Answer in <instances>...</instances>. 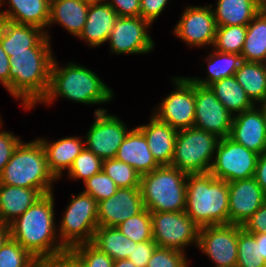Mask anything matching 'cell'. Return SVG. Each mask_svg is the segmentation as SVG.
Masks as SVG:
<instances>
[{"instance_id": "cell-50", "label": "cell", "mask_w": 266, "mask_h": 267, "mask_svg": "<svg viewBox=\"0 0 266 267\" xmlns=\"http://www.w3.org/2000/svg\"><path fill=\"white\" fill-rule=\"evenodd\" d=\"M32 267H66V252L58 258L36 259Z\"/></svg>"}, {"instance_id": "cell-32", "label": "cell", "mask_w": 266, "mask_h": 267, "mask_svg": "<svg viewBox=\"0 0 266 267\" xmlns=\"http://www.w3.org/2000/svg\"><path fill=\"white\" fill-rule=\"evenodd\" d=\"M266 55V6L247 25L242 61L262 62Z\"/></svg>"}, {"instance_id": "cell-21", "label": "cell", "mask_w": 266, "mask_h": 267, "mask_svg": "<svg viewBox=\"0 0 266 267\" xmlns=\"http://www.w3.org/2000/svg\"><path fill=\"white\" fill-rule=\"evenodd\" d=\"M117 18L115 10L105 0L90 2L86 24L78 38L87 41L90 47L101 46L108 41Z\"/></svg>"}, {"instance_id": "cell-4", "label": "cell", "mask_w": 266, "mask_h": 267, "mask_svg": "<svg viewBox=\"0 0 266 267\" xmlns=\"http://www.w3.org/2000/svg\"><path fill=\"white\" fill-rule=\"evenodd\" d=\"M9 59V93L30 110L47 94L53 52L11 53Z\"/></svg>"}, {"instance_id": "cell-36", "label": "cell", "mask_w": 266, "mask_h": 267, "mask_svg": "<svg viewBox=\"0 0 266 267\" xmlns=\"http://www.w3.org/2000/svg\"><path fill=\"white\" fill-rule=\"evenodd\" d=\"M116 228L137 244L153 240L151 212L147 208L137 215L129 217Z\"/></svg>"}, {"instance_id": "cell-38", "label": "cell", "mask_w": 266, "mask_h": 267, "mask_svg": "<svg viewBox=\"0 0 266 267\" xmlns=\"http://www.w3.org/2000/svg\"><path fill=\"white\" fill-rule=\"evenodd\" d=\"M102 167L103 160L84 147L80 154L74 159L68 171V176L74 180L83 179V182H85L94 174L101 172Z\"/></svg>"}, {"instance_id": "cell-22", "label": "cell", "mask_w": 266, "mask_h": 267, "mask_svg": "<svg viewBox=\"0 0 266 267\" xmlns=\"http://www.w3.org/2000/svg\"><path fill=\"white\" fill-rule=\"evenodd\" d=\"M150 123L137 128L144 134L156 162L171 165L178 131L152 114Z\"/></svg>"}, {"instance_id": "cell-5", "label": "cell", "mask_w": 266, "mask_h": 267, "mask_svg": "<svg viewBox=\"0 0 266 267\" xmlns=\"http://www.w3.org/2000/svg\"><path fill=\"white\" fill-rule=\"evenodd\" d=\"M55 181L57 179L48 167L45 150L38 139L28 143L22 141L0 175L2 185L37 189L42 195L53 193Z\"/></svg>"}, {"instance_id": "cell-40", "label": "cell", "mask_w": 266, "mask_h": 267, "mask_svg": "<svg viewBox=\"0 0 266 267\" xmlns=\"http://www.w3.org/2000/svg\"><path fill=\"white\" fill-rule=\"evenodd\" d=\"M86 194L91 195L97 202L114 195L118 189L115 182L102 170L84 182Z\"/></svg>"}, {"instance_id": "cell-25", "label": "cell", "mask_w": 266, "mask_h": 267, "mask_svg": "<svg viewBox=\"0 0 266 267\" xmlns=\"http://www.w3.org/2000/svg\"><path fill=\"white\" fill-rule=\"evenodd\" d=\"M3 0V5H4ZM9 9L2 11L1 19L14 23L32 25L46 32L50 18V0H8Z\"/></svg>"}, {"instance_id": "cell-19", "label": "cell", "mask_w": 266, "mask_h": 267, "mask_svg": "<svg viewBox=\"0 0 266 267\" xmlns=\"http://www.w3.org/2000/svg\"><path fill=\"white\" fill-rule=\"evenodd\" d=\"M229 224H243L266 201V195L254 177L228 183Z\"/></svg>"}, {"instance_id": "cell-47", "label": "cell", "mask_w": 266, "mask_h": 267, "mask_svg": "<svg viewBox=\"0 0 266 267\" xmlns=\"http://www.w3.org/2000/svg\"><path fill=\"white\" fill-rule=\"evenodd\" d=\"M242 228L249 234L266 233V201L243 224Z\"/></svg>"}, {"instance_id": "cell-57", "label": "cell", "mask_w": 266, "mask_h": 267, "mask_svg": "<svg viewBox=\"0 0 266 267\" xmlns=\"http://www.w3.org/2000/svg\"><path fill=\"white\" fill-rule=\"evenodd\" d=\"M262 5L266 6V0H258Z\"/></svg>"}, {"instance_id": "cell-34", "label": "cell", "mask_w": 266, "mask_h": 267, "mask_svg": "<svg viewBox=\"0 0 266 267\" xmlns=\"http://www.w3.org/2000/svg\"><path fill=\"white\" fill-rule=\"evenodd\" d=\"M238 259L236 267H266V260L261 255L260 243L253 234L247 233L238 225Z\"/></svg>"}, {"instance_id": "cell-31", "label": "cell", "mask_w": 266, "mask_h": 267, "mask_svg": "<svg viewBox=\"0 0 266 267\" xmlns=\"http://www.w3.org/2000/svg\"><path fill=\"white\" fill-rule=\"evenodd\" d=\"M91 243L114 261L128 259L132 253L134 244H137L126 237L116 227L106 226L97 227Z\"/></svg>"}, {"instance_id": "cell-8", "label": "cell", "mask_w": 266, "mask_h": 267, "mask_svg": "<svg viewBox=\"0 0 266 267\" xmlns=\"http://www.w3.org/2000/svg\"><path fill=\"white\" fill-rule=\"evenodd\" d=\"M57 232L62 245L70 251L73 247L92 242L98 225V202L84 192L71 195Z\"/></svg>"}, {"instance_id": "cell-27", "label": "cell", "mask_w": 266, "mask_h": 267, "mask_svg": "<svg viewBox=\"0 0 266 267\" xmlns=\"http://www.w3.org/2000/svg\"><path fill=\"white\" fill-rule=\"evenodd\" d=\"M42 196L37 189L0 184V221L9 225Z\"/></svg>"}, {"instance_id": "cell-37", "label": "cell", "mask_w": 266, "mask_h": 267, "mask_svg": "<svg viewBox=\"0 0 266 267\" xmlns=\"http://www.w3.org/2000/svg\"><path fill=\"white\" fill-rule=\"evenodd\" d=\"M102 170L118 188H140L141 175L130 165L116 158L103 160Z\"/></svg>"}, {"instance_id": "cell-17", "label": "cell", "mask_w": 266, "mask_h": 267, "mask_svg": "<svg viewBox=\"0 0 266 267\" xmlns=\"http://www.w3.org/2000/svg\"><path fill=\"white\" fill-rule=\"evenodd\" d=\"M46 32L32 25L0 20V43L6 54L20 52H52Z\"/></svg>"}, {"instance_id": "cell-39", "label": "cell", "mask_w": 266, "mask_h": 267, "mask_svg": "<svg viewBox=\"0 0 266 267\" xmlns=\"http://www.w3.org/2000/svg\"><path fill=\"white\" fill-rule=\"evenodd\" d=\"M35 260L36 258L11 237L0 249V267H32Z\"/></svg>"}, {"instance_id": "cell-20", "label": "cell", "mask_w": 266, "mask_h": 267, "mask_svg": "<svg viewBox=\"0 0 266 267\" xmlns=\"http://www.w3.org/2000/svg\"><path fill=\"white\" fill-rule=\"evenodd\" d=\"M144 209L140 188H118L114 195L98 202V225L116 227Z\"/></svg>"}, {"instance_id": "cell-12", "label": "cell", "mask_w": 266, "mask_h": 267, "mask_svg": "<svg viewBox=\"0 0 266 267\" xmlns=\"http://www.w3.org/2000/svg\"><path fill=\"white\" fill-rule=\"evenodd\" d=\"M95 120L86 134L85 148L102 160L115 158L120 145L129 133L120 117L107 114L99 108L94 111Z\"/></svg>"}, {"instance_id": "cell-15", "label": "cell", "mask_w": 266, "mask_h": 267, "mask_svg": "<svg viewBox=\"0 0 266 267\" xmlns=\"http://www.w3.org/2000/svg\"><path fill=\"white\" fill-rule=\"evenodd\" d=\"M194 127L213 133L219 138L229 137L233 115L217 99L209 86L194 83Z\"/></svg>"}, {"instance_id": "cell-13", "label": "cell", "mask_w": 266, "mask_h": 267, "mask_svg": "<svg viewBox=\"0 0 266 267\" xmlns=\"http://www.w3.org/2000/svg\"><path fill=\"white\" fill-rule=\"evenodd\" d=\"M152 25L137 17H118L108 41L113 54H147L154 49L155 42L148 33Z\"/></svg>"}, {"instance_id": "cell-49", "label": "cell", "mask_w": 266, "mask_h": 267, "mask_svg": "<svg viewBox=\"0 0 266 267\" xmlns=\"http://www.w3.org/2000/svg\"><path fill=\"white\" fill-rule=\"evenodd\" d=\"M9 69H10L9 56L3 50L0 43V84H2L8 92H9Z\"/></svg>"}, {"instance_id": "cell-52", "label": "cell", "mask_w": 266, "mask_h": 267, "mask_svg": "<svg viewBox=\"0 0 266 267\" xmlns=\"http://www.w3.org/2000/svg\"><path fill=\"white\" fill-rule=\"evenodd\" d=\"M10 237V228L8 224L0 221V249L5 241Z\"/></svg>"}, {"instance_id": "cell-28", "label": "cell", "mask_w": 266, "mask_h": 267, "mask_svg": "<svg viewBox=\"0 0 266 267\" xmlns=\"http://www.w3.org/2000/svg\"><path fill=\"white\" fill-rule=\"evenodd\" d=\"M212 9L216 26H247L264 7L258 0H217Z\"/></svg>"}, {"instance_id": "cell-33", "label": "cell", "mask_w": 266, "mask_h": 267, "mask_svg": "<svg viewBox=\"0 0 266 267\" xmlns=\"http://www.w3.org/2000/svg\"><path fill=\"white\" fill-rule=\"evenodd\" d=\"M205 61L208 63L207 78L188 77L192 82L201 86H209L215 81L234 76L242 62V57L236 53H222L213 50Z\"/></svg>"}, {"instance_id": "cell-9", "label": "cell", "mask_w": 266, "mask_h": 267, "mask_svg": "<svg viewBox=\"0 0 266 267\" xmlns=\"http://www.w3.org/2000/svg\"><path fill=\"white\" fill-rule=\"evenodd\" d=\"M259 154L234 142L220 138L210 173L227 183L254 177Z\"/></svg>"}, {"instance_id": "cell-58", "label": "cell", "mask_w": 266, "mask_h": 267, "mask_svg": "<svg viewBox=\"0 0 266 267\" xmlns=\"http://www.w3.org/2000/svg\"><path fill=\"white\" fill-rule=\"evenodd\" d=\"M85 1H88V2H99V1H103V0H85Z\"/></svg>"}, {"instance_id": "cell-42", "label": "cell", "mask_w": 266, "mask_h": 267, "mask_svg": "<svg viewBox=\"0 0 266 267\" xmlns=\"http://www.w3.org/2000/svg\"><path fill=\"white\" fill-rule=\"evenodd\" d=\"M187 262L186 253L157 246L146 267H188Z\"/></svg>"}, {"instance_id": "cell-44", "label": "cell", "mask_w": 266, "mask_h": 267, "mask_svg": "<svg viewBox=\"0 0 266 267\" xmlns=\"http://www.w3.org/2000/svg\"><path fill=\"white\" fill-rule=\"evenodd\" d=\"M156 247L157 244L154 240L134 244L128 260H130L136 267H146Z\"/></svg>"}, {"instance_id": "cell-30", "label": "cell", "mask_w": 266, "mask_h": 267, "mask_svg": "<svg viewBox=\"0 0 266 267\" xmlns=\"http://www.w3.org/2000/svg\"><path fill=\"white\" fill-rule=\"evenodd\" d=\"M256 105H266V71L260 62L242 61L234 75Z\"/></svg>"}, {"instance_id": "cell-59", "label": "cell", "mask_w": 266, "mask_h": 267, "mask_svg": "<svg viewBox=\"0 0 266 267\" xmlns=\"http://www.w3.org/2000/svg\"><path fill=\"white\" fill-rule=\"evenodd\" d=\"M214 267H231V266H214ZM234 267H236V266H234Z\"/></svg>"}, {"instance_id": "cell-53", "label": "cell", "mask_w": 266, "mask_h": 267, "mask_svg": "<svg viewBox=\"0 0 266 267\" xmlns=\"http://www.w3.org/2000/svg\"><path fill=\"white\" fill-rule=\"evenodd\" d=\"M257 243H260L261 255L266 260V233L253 234Z\"/></svg>"}, {"instance_id": "cell-55", "label": "cell", "mask_w": 266, "mask_h": 267, "mask_svg": "<svg viewBox=\"0 0 266 267\" xmlns=\"http://www.w3.org/2000/svg\"><path fill=\"white\" fill-rule=\"evenodd\" d=\"M261 63H262V65H263V67H264V69L266 71V55H265L264 60Z\"/></svg>"}, {"instance_id": "cell-3", "label": "cell", "mask_w": 266, "mask_h": 267, "mask_svg": "<svg viewBox=\"0 0 266 267\" xmlns=\"http://www.w3.org/2000/svg\"><path fill=\"white\" fill-rule=\"evenodd\" d=\"M185 213L199 228L229 224L228 183L210 172L188 174Z\"/></svg>"}, {"instance_id": "cell-41", "label": "cell", "mask_w": 266, "mask_h": 267, "mask_svg": "<svg viewBox=\"0 0 266 267\" xmlns=\"http://www.w3.org/2000/svg\"><path fill=\"white\" fill-rule=\"evenodd\" d=\"M86 267H113L114 260L100 251L91 242L83 243L70 250Z\"/></svg>"}, {"instance_id": "cell-1", "label": "cell", "mask_w": 266, "mask_h": 267, "mask_svg": "<svg viewBox=\"0 0 266 267\" xmlns=\"http://www.w3.org/2000/svg\"><path fill=\"white\" fill-rule=\"evenodd\" d=\"M54 212V194L43 195L9 224L10 237L36 259L58 258L68 250L56 234Z\"/></svg>"}, {"instance_id": "cell-2", "label": "cell", "mask_w": 266, "mask_h": 267, "mask_svg": "<svg viewBox=\"0 0 266 267\" xmlns=\"http://www.w3.org/2000/svg\"><path fill=\"white\" fill-rule=\"evenodd\" d=\"M60 96L81 104H103L112 100L113 91L87 67L74 62L60 67L54 58L49 88L39 103L49 105Z\"/></svg>"}, {"instance_id": "cell-51", "label": "cell", "mask_w": 266, "mask_h": 267, "mask_svg": "<svg viewBox=\"0 0 266 267\" xmlns=\"http://www.w3.org/2000/svg\"><path fill=\"white\" fill-rule=\"evenodd\" d=\"M66 267H86L71 251H66Z\"/></svg>"}, {"instance_id": "cell-43", "label": "cell", "mask_w": 266, "mask_h": 267, "mask_svg": "<svg viewBox=\"0 0 266 267\" xmlns=\"http://www.w3.org/2000/svg\"><path fill=\"white\" fill-rule=\"evenodd\" d=\"M2 121L0 118V128ZM22 142V139L15 136L12 132L0 130V175L8 161L11 159L15 149Z\"/></svg>"}, {"instance_id": "cell-29", "label": "cell", "mask_w": 266, "mask_h": 267, "mask_svg": "<svg viewBox=\"0 0 266 267\" xmlns=\"http://www.w3.org/2000/svg\"><path fill=\"white\" fill-rule=\"evenodd\" d=\"M209 87L215 93L217 99L233 116L255 106L235 76L215 81Z\"/></svg>"}, {"instance_id": "cell-14", "label": "cell", "mask_w": 266, "mask_h": 267, "mask_svg": "<svg viewBox=\"0 0 266 267\" xmlns=\"http://www.w3.org/2000/svg\"><path fill=\"white\" fill-rule=\"evenodd\" d=\"M238 225H214L199 228V248L215 266H231L237 264Z\"/></svg>"}, {"instance_id": "cell-45", "label": "cell", "mask_w": 266, "mask_h": 267, "mask_svg": "<svg viewBox=\"0 0 266 267\" xmlns=\"http://www.w3.org/2000/svg\"><path fill=\"white\" fill-rule=\"evenodd\" d=\"M116 12L118 17L140 16V0H105Z\"/></svg>"}, {"instance_id": "cell-6", "label": "cell", "mask_w": 266, "mask_h": 267, "mask_svg": "<svg viewBox=\"0 0 266 267\" xmlns=\"http://www.w3.org/2000/svg\"><path fill=\"white\" fill-rule=\"evenodd\" d=\"M187 173L162 165L141 175L140 191L150 212H183L186 207Z\"/></svg>"}, {"instance_id": "cell-26", "label": "cell", "mask_w": 266, "mask_h": 267, "mask_svg": "<svg viewBox=\"0 0 266 267\" xmlns=\"http://www.w3.org/2000/svg\"><path fill=\"white\" fill-rule=\"evenodd\" d=\"M89 4L90 2L85 0L50 1L48 27L57 22L71 35L78 37L86 24Z\"/></svg>"}, {"instance_id": "cell-11", "label": "cell", "mask_w": 266, "mask_h": 267, "mask_svg": "<svg viewBox=\"0 0 266 267\" xmlns=\"http://www.w3.org/2000/svg\"><path fill=\"white\" fill-rule=\"evenodd\" d=\"M176 88L154 108L153 115L160 121L178 130L194 127L195 93L194 82L188 77H174Z\"/></svg>"}, {"instance_id": "cell-18", "label": "cell", "mask_w": 266, "mask_h": 267, "mask_svg": "<svg viewBox=\"0 0 266 267\" xmlns=\"http://www.w3.org/2000/svg\"><path fill=\"white\" fill-rule=\"evenodd\" d=\"M234 142L262 154L266 151V105L233 116L229 135Z\"/></svg>"}, {"instance_id": "cell-35", "label": "cell", "mask_w": 266, "mask_h": 267, "mask_svg": "<svg viewBox=\"0 0 266 267\" xmlns=\"http://www.w3.org/2000/svg\"><path fill=\"white\" fill-rule=\"evenodd\" d=\"M246 34L247 26L231 25L217 27L213 49L222 53L241 55Z\"/></svg>"}, {"instance_id": "cell-10", "label": "cell", "mask_w": 266, "mask_h": 267, "mask_svg": "<svg viewBox=\"0 0 266 267\" xmlns=\"http://www.w3.org/2000/svg\"><path fill=\"white\" fill-rule=\"evenodd\" d=\"M152 237L158 247L185 253V246L198 244L199 227L183 212H151Z\"/></svg>"}, {"instance_id": "cell-54", "label": "cell", "mask_w": 266, "mask_h": 267, "mask_svg": "<svg viewBox=\"0 0 266 267\" xmlns=\"http://www.w3.org/2000/svg\"><path fill=\"white\" fill-rule=\"evenodd\" d=\"M113 267H136V266L128 259H119L114 261Z\"/></svg>"}, {"instance_id": "cell-56", "label": "cell", "mask_w": 266, "mask_h": 267, "mask_svg": "<svg viewBox=\"0 0 266 267\" xmlns=\"http://www.w3.org/2000/svg\"><path fill=\"white\" fill-rule=\"evenodd\" d=\"M3 4V0H0V7L2 6ZM1 17H2V10H0V20H1Z\"/></svg>"}, {"instance_id": "cell-48", "label": "cell", "mask_w": 266, "mask_h": 267, "mask_svg": "<svg viewBox=\"0 0 266 267\" xmlns=\"http://www.w3.org/2000/svg\"><path fill=\"white\" fill-rule=\"evenodd\" d=\"M254 178L266 195V151L258 156Z\"/></svg>"}, {"instance_id": "cell-16", "label": "cell", "mask_w": 266, "mask_h": 267, "mask_svg": "<svg viewBox=\"0 0 266 267\" xmlns=\"http://www.w3.org/2000/svg\"><path fill=\"white\" fill-rule=\"evenodd\" d=\"M212 6H187L173 33L188 46L213 47L217 26Z\"/></svg>"}, {"instance_id": "cell-46", "label": "cell", "mask_w": 266, "mask_h": 267, "mask_svg": "<svg viewBox=\"0 0 266 267\" xmlns=\"http://www.w3.org/2000/svg\"><path fill=\"white\" fill-rule=\"evenodd\" d=\"M169 0H140V17L153 24Z\"/></svg>"}, {"instance_id": "cell-23", "label": "cell", "mask_w": 266, "mask_h": 267, "mask_svg": "<svg viewBox=\"0 0 266 267\" xmlns=\"http://www.w3.org/2000/svg\"><path fill=\"white\" fill-rule=\"evenodd\" d=\"M115 158L132 166L140 175L160 166L153 158L144 134L137 127L129 130Z\"/></svg>"}, {"instance_id": "cell-7", "label": "cell", "mask_w": 266, "mask_h": 267, "mask_svg": "<svg viewBox=\"0 0 266 267\" xmlns=\"http://www.w3.org/2000/svg\"><path fill=\"white\" fill-rule=\"evenodd\" d=\"M219 141L217 135L196 127L178 130L171 166L187 174L208 173Z\"/></svg>"}, {"instance_id": "cell-24", "label": "cell", "mask_w": 266, "mask_h": 267, "mask_svg": "<svg viewBox=\"0 0 266 267\" xmlns=\"http://www.w3.org/2000/svg\"><path fill=\"white\" fill-rule=\"evenodd\" d=\"M38 140L45 150L48 167L57 180L63 176L64 170L69 171L74 159L85 147L84 141L78 136L60 138L54 142H49L47 138Z\"/></svg>"}]
</instances>
